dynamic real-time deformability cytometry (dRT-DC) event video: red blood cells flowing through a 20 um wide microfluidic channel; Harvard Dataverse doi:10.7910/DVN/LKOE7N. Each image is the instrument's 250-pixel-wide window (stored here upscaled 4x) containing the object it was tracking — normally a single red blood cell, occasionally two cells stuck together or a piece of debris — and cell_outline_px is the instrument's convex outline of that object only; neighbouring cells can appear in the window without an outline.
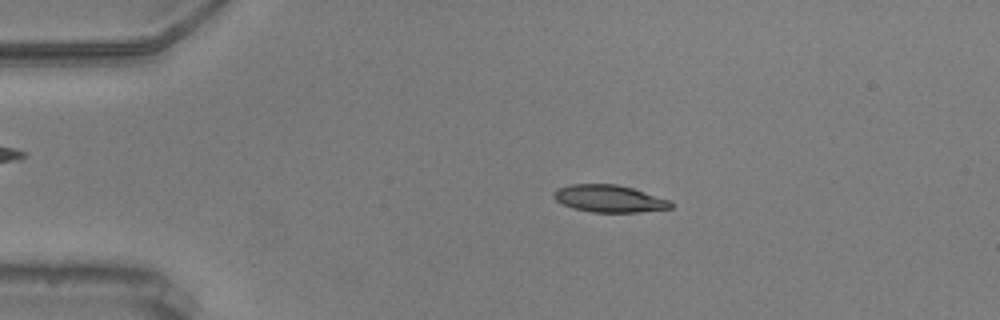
{"species": "common noctule bat (a hibernating species)", "species_latin": "Nyctalus noctula", "temperature_condition": "warm", "stored_images_in_passage": 52, "camera_frame_rate_fps": 3000, "um_per_image_px": 0.085, "animal": {"sex": "male", "body_mass_g": 20.5, "forearm_length_mm": 52.5}, "frame": {"image": 1, "passage_image": 8, "time_ms": 2.333, "image_size_px": [1000, 320], "cell_outline_px": [[672, 208], [640, 212], [592, 212], [572, 208], [556, 200], [552, 196], [552, 192], [556, 188], [572, 184], [616, 184], [632, 188], [668, 200], [672, 204]], "centroid_in_image_um": [51.72, 16.88], "position_along_channel_um": 33.3, "area_um2": 18.44}}
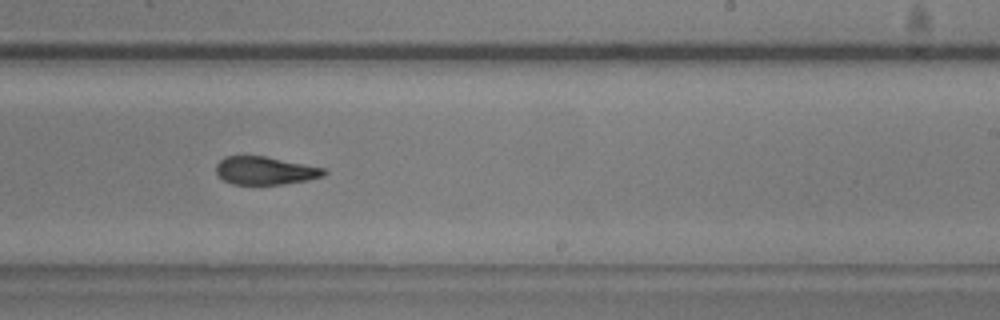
{"frame": {"image": 2, "passage_image": 31, "time_ms": 10.0, "image_size_px": [1000, 320], "cell_outline_px": [[328, 172], [324, 176], [308, 180], [284, 184], [232, 184], [224, 180], [216, 172], [216, 164], [224, 156], [264, 156], [324, 168]], "centroid_in_image_um": [22.54, 14.5], "position_along_channel_um": 266.5, "area_um2": 17.51}}
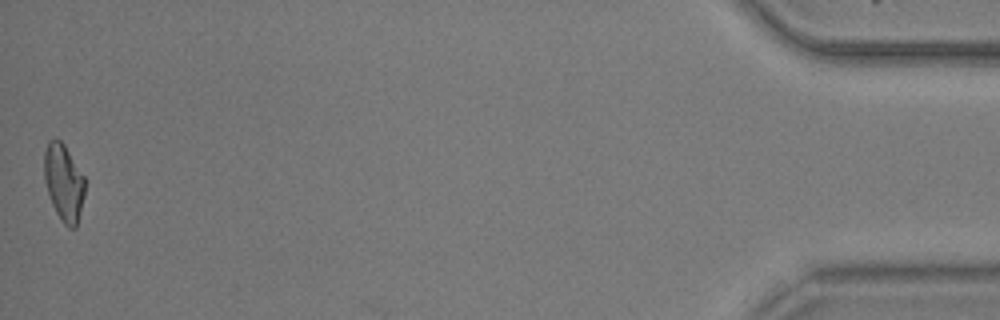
{"frame": {"image": 3, "passage_image": 52, "time_ms": 17.0, "image_size_px": [1000, 320], "cell_outline_px": [[84, 196], [76, 228], [68, 228], [60, 220], [52, 204], [44, 180], [44, 152], [48, 140], [56, 136], [64, 144], [84, 176]], "centroid_in_image_um": [5.4, 15.49], "position_along_channel_um": 429.8, "area_um2": 18.32}, "authors_computed_cell_mechanics": {"area_um2": 18.7561, "velocity_mm_per_s": 3.6531, "shape_relaxation_time_tau1_ms": null, "shape_relaxation_time_tau2_ms": 2.2232, "deformation_change_tau1": null, "deformation_change_tau2": 0.0874}}